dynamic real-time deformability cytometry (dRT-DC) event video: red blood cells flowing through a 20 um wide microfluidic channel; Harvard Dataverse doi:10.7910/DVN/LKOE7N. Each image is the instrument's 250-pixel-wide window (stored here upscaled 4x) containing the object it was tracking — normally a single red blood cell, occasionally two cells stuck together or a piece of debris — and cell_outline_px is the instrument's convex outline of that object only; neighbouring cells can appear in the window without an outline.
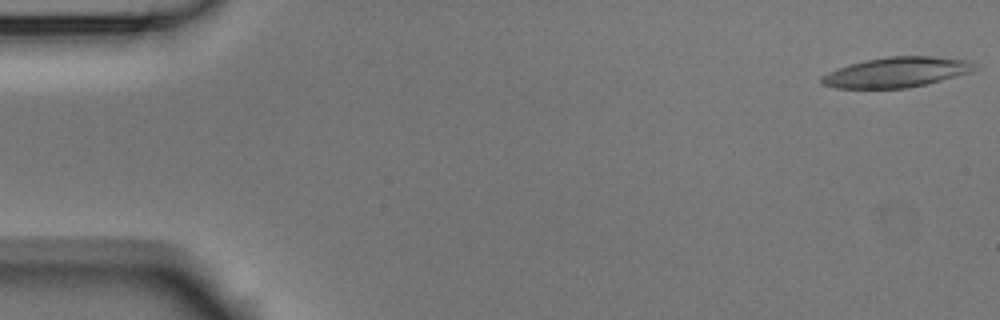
{"species": "Egyptian fruit bat (a non-hibernating species)", "species_latin": "Rousettus aegyptiacus", "temperature_condition": "room temperature", "stored_images_in_passage": 5, "camera_frame_rate_fps": 3000, "um_per_image_px": 0.085, "animal": {"sex": "male"}, "frame": {"image": 1, "passage_image": 1, "time_ms": 0.0, "image_size_px": [1000, 320], "cell_outline_px": [[980, 68], [972, 72], [908, 88], [836, 88], [820, 84], [820, 76], [828, 72], [848, 64], [888, 56], [936, 56], [972, 60]], "centroid_in_image_um": [76.24, 6.13], "position_along_channel_um": 8.8, "area_um2": 27.11}}
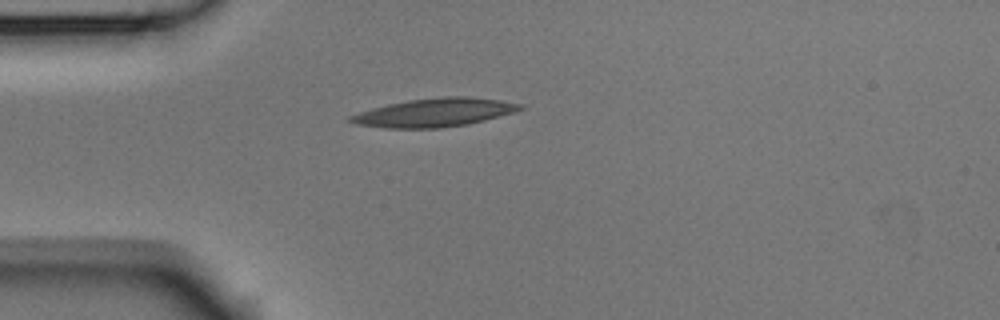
{"frame": {"image": 2, "passage_image": 5, "time_ms": 1.333, "image_size_px": [1000, 320], "cell_outline_px": [[524, 108], [512, 112], [484, 120], [468, 124], [440, 128], [388, 128], [356, 124], [348, 120], [348, 116], [360, 112], [388, 104], [408, 100], [448, 96], [468, 96], [500, 100], [524, 104]], "centroid_in_image_um": [36.94, 9.56], "position_along_channel_um": 48.1, "area_um2": 27.86}}